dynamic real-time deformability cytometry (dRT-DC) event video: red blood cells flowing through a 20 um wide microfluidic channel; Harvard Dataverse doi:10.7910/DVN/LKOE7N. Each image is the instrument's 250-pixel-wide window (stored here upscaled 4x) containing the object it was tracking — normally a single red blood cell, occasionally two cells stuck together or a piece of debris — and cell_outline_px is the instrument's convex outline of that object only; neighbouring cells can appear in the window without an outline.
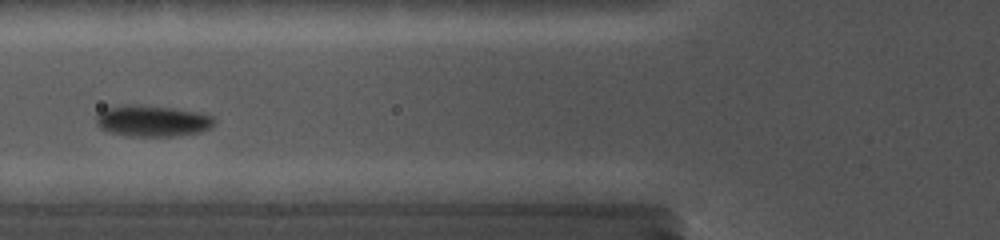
{"species": "common noctule bat (a hibernating species)", "species_latin": "Nyctalus noctula", "temperature_condition": "cold", "stored_images_in_passage": 12, "camera_frame_rate_fps": 5000, "um_per_image_px": 0.085, "animal": {"sex": "female", "body_mass_g": 19.0, "forearm_length_mm": 56.7}, "frame": {"image": 1, "passage_image": 9, "time_ms": 4.8, "image_size_px": [1000, 240], "cell_outline_px": [[216, 120], [212, 128], [200, 132], [172, 136], [128, 136], [108, 132], [100, 128], [96, 124], [96, 116], [100, 112], [108, 108], [120, 104], [136, 104], [176, 108], [196, 112], [212, 116]], "centroid_in_image_um": [12.94, 10.27], "position_along_channel_um": 112.9, "area_um2": 21.73}}